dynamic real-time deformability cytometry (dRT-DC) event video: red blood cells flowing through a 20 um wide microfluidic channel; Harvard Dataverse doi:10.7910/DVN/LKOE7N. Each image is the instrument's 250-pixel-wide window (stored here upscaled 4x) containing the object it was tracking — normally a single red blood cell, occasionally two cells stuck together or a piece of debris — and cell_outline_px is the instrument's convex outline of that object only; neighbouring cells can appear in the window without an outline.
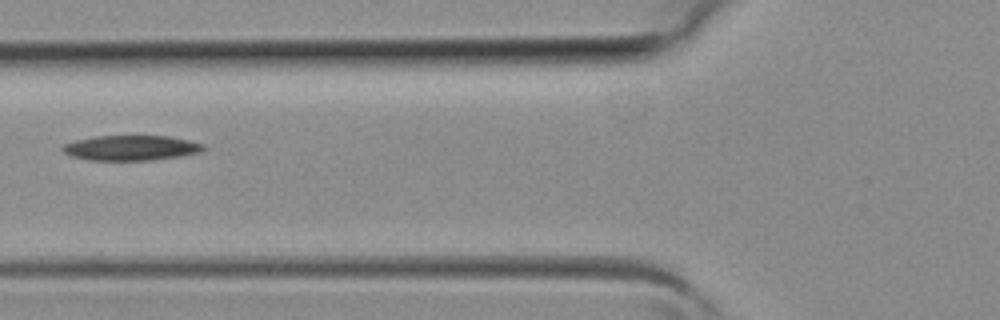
{"species": "common noctule bat (a hibernating species)", "species_latin": "Nyctalus noctula", "temperature_condition": "room temperature", "stored_images_in_passage": 4, "camera_frame_rate_fps": 3000, "um_per_image_px": 0.085, "animal": {"sex": "female", "body_mass_g": 19.3, "forearm_length_mm": 54.1}, "frame": {"image": 1, "passage_image": 4, "time_ms": 1.0, "image_size_px": [1000, 320], "cell_outline_px": [[208, 148], [200, 152], [180, 156], [152, 160], [88, 160], [72, 156], [64, 152], [60, 148], [64, 144], [76, 140], [96, 136], [168, 136], [188, 140], [204, 144]], "centroid_in_image_um": [11.16, 12.57], "position_along_channel_um": 114.6, "area_um2": 20.58}}